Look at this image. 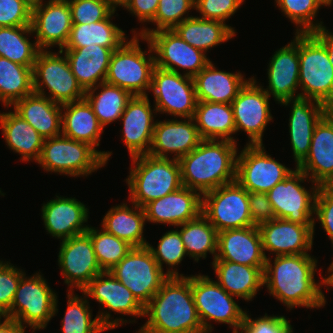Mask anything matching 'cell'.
I'll return each mask as SVG.
<instances>
[{"mask_svg":"<svg viewBox=\"0 0 333 333\" xmlns=\"http://www.w3.org/2000/svg\"><path fill=\"white\" fill-rule=\"evenodd\" d=\"M299 97L329 108L333 104V66L324 45L311 33L298 32Z\"/></svg>","mask_w":333,"mask_h":333,"instance_id":"8992f818","label":"cell"},{"mask_svg":"<svg viewBox=\"0 0 333 333\" xmlns=\"http://www.w3.org/2000/svg\"><path fill=\"white\" fill-rule=\"evenodd\" d=\"M193 81L198 101L231 104L248 80L240 72L220 71L210 61Z\"/></svg>","mask_w":333,"mask_h":333,"instance_id":"1f68e13d","label":"cell"},{"mask_svg":"<svg viewBox=\"0 0 333 333\" xmlns=\"http://www.w3.org/2000/svg\"><path fill=\"white\" fill-rule=\"evenodd\" d=\"M190 9H195V0H159L155 18L151 21L156 29H142L139 36L147 37L150 33L161 29H173L187 18L183 17Z\"/></svg>","mask_w":333,"mask_h":333,"instance_id":"7dc6e473","label":"cell"},{"mask_svg":"<svg viewBox=\"0 0 333 333\" xmlns=\"http://www.w3.org/2000/svg\"><path fill=\"white\" fill-rule=\"evenodd\" d=\"M42 219L49 234L61 240L77 236L89 229L83 223L88 220V208L74 198L59 197L44 203Z\"/></svg>","mask_w":333,"mask_h":333,"instance_id":"4316f807","label":"cell"},{"mask_svg":"<svg viewBox=\"0 0 333 333\" xmlns=\"http://www.w3.org/2000/svg\"><path fill=\"white\" fill-rule=\"evenodd\" d=\"M67 296L68 307L62 320L61 328L63 333H100L114 329L125 321L127 323V320L120 318L112 320V317H110L111 313L107 311L106 313H98L99 315L92 320V313L86 298H79L78 295L74 296L71 289L70 291L68 290Z\"/></svg>","mask_w":333,"mask_h":333,"instance_id":"8d00e7d4","label":"cell"},{"mask_svg":"<svg viewBox=\"0 0 333 333\" xmlns=\"http://www.w3.org/2000/svg\"><path fill=\"white\" fill-rule=\"evenodd\" d=\"M150 90L155 96V114L193 118L198 102L193 77L155 67Z\"/></svg>","mask_w":333,"mask_h":333,"instance_id":"9a60e30c","label":"cell"},{"mask_svg":"<svg viewBox=\"0 0 333 333\" xmlns=\"http://www.w3.org/2000/svg\"><path fill=\"white\" fill-rule=\"evenodd\" d=\"M82 293L84 297L94 298L101 306L113 312L133 317L144 316V306L110 271H102L95 276Z\"/></svg>","mask_w":333,"mask_h":333,"instance_id":"f1b7e54d","label":"cell"},{"mask_svg":"<svg viewBox=\"0 0 333 333\" xmlns=\"http://www.w3.org/2000/svg\"><path fill=\"white\" fill-rule=\"evenodd\" d=\"M32 68L14 63L0 56V100L9 107L32 94Z\"/></svg>","mask_w":333,"mask_h":333,"instance_id":"7bdbcfd3","label":"cell"},{"mask_svg":"<svg viewBox=\"0 0 333 333\" xmlns=\"http://www.w3.org/2000/svg\"><path fill=\"white\" fill-rule=\"evenodd\" d=\"M270 259L266 258L263 285L273 297L289 309L325 306V296L320 289L326 284L325 278L321 276L322 280L315 282L317 260L314 257L310 254L275 256L274 266Z\"/></svg>","mask_w":333,"mask_h":333,"instance_id":"6da1fadb","label":"cell"},{"mask_svg":"<svg viewBox=\"0 0 333 333\" xmlns=\"http://www.w3.org/2000/svg\"><path fill=\"white\" fill-rule=\"evenodd\" d=\"M116 9L104 20L90 24H72L68 41L64 48H80L100 45L111 50L118 49L125 41V32L110 19Z\"/></svg>","mask_w":333,"mask_h":333,"instance_id":"ab89813d","label":"cell"},{"mask_svg":"<svg viewBox=\"0 0 333 333\" xmlns=\"http://www.w3.org/2000/svg\"><path fill=\"white\" fill-rule=\"evenodd\" d=\"M248 200L253 226L259 227L275 219V214L267 193L248 192Z\"/></svg>","mask_w":333,"mask_h":333,"instance_id":"9f6ffc18","label":"cell"},{"mask_svg":"<svg viewBox=\"0 0 333 333\" xmlns=\"http://www.w3.org/2000/svg\"><path fill=\"white\" fill-rule=\"evenodd\" d=\"M178 227H181L179 233L189 257L198 262L199 258H206L209 252L216 258L218 231L202 214Z\"/></svg>","mask_w":333,"mask_h":333,"instance_id":"b9f144b4","label":"cell"},{"mask_svg":"<svg viewBox=\"0 0 333 333\" xmlns=\"http://www.w3.org/2000/svg\"><path fill=\"white\" fill-rule=\"evenodd\" d=\"M326 48L330 63L333 66V33L329 32L325 26L311 32Z\"/></svg>","mask_w":333,"mask_h":333,"instance_id":"680465c9","label":"cell"},{"mask_svg":"<svg viewBox=\"0 0 333 333\" xmlns=\"http://www.w3.org/2000/svg\"><path fill=\"white\" fill-rule=\"evenodd\" d=\"M62 52L65 53L72 73L85 92L105 82L114 50L91 44L80 48H63Z\"/></svg>","mask_w":333,"mask_h":333,"instance_id":"f546056e","label":"cell"},{"mask_svg":"<svg viewBox=\"0 0 333 333\" xmlns=\"http://www.w3.org/2000/svg\"><path fill=\"white\" fill-rule=\"evenodd\" d=\"M146 246L162 270L163 263L169 265V268H173L180 264L183 257L187 255L178 229L166 232L159 240L156 249L150 244Z\"/></svg>","mask_w":333,"mask_h":333,"instance_id":"c3c4849f","label":"cell"},{"mask_svg":"<svg viewBox=\"0 0 333 333\" xmlns=\"http://www.w3.org/2000/svg\"><path fill=\"white\" fill-rule=\"evenodd\" d=\"M24 328L26 327L21 326L13 319L4 317V321L2 323L0 320V333H25Z\"/></svg>","mask_w":333,"mask_h":333,"instance_id":"91938a15","label":"cell"},{"mask_svg":"<svg viewBox=\"0 0 333 333\" xmlns=\"http://www.w3.org/2000/svg\"><path fill=\"white\" fill-rule=\"evenodd\" d=\"M27 6H29L32 10L36 7H39L43 4L42 0H22Z\"/></svg>","mask_w":333,"mask_h":333,"instance_id":"6125c7cd","label":"cell"},{"mask_svg":"<svg viewBox=\"0 0 333 333\" xmlns=\"http://www.w3.org/2000/svg\"><path fill=\"white\" fill-rule=\"evenodd\" d=\"M32 32L40 50L58 45L62 50L72 28L71 8L68 0H49L32 10Z\"/></svg>","mask_w":333,"mask_h":333,"instance_id":"d6986e66","label":"cell"},{"mask_svg":"<svg viewBox=\"0 0 333 333\" xmlns=\"http://www.w3.org/2000/svg\"><path fill=\"white\" fill-rule=\"evenodd\" d=\"M193 120L202 140H229L236 143L235 122L231 104L198 101Z\"/></svg>","mask_w":333,"mask_h":333,"instance_id":"e575fe53","label":"cell"},{"mask_svg":"<svg viewBox=\"0 0 333 333\" xmlns=\"http://www.w3.org/2000/svg\"><path fill=\"white\" fill-rule=\"evenodd\" d=\"M32 9L22 0H0V27L31 26Z\"/></svg>","mask_w":333,"mask_h":333,"instance_id":"f5cc1de1","label":"cell"},{"mask_svg":"<svg viewBox=\"0 0 333 333\" xmlns=\"http://www.w3.org/2000/svg\"><path fill=\"white\" fill-rule=\"evenodd\" d=\"M59 54H63L62 50L38 52L32 68L34 93L46 97L43 88L47 87L51 93L47 98L60 105L84 99L86 92L72 73L65 53L63 57Z\"/></svg>","mask_w":333,"mask_h":333,"instance_id":"30bf717a","label":"cell"},{"mask_svg":"<svg viewBox=\"0 0 333 333\" xmlns=\"http://www.w3.org/2000/svg\"><path fill=\"white\" fill-rule=\"evenodd\" d=\"M133 38L124 42L114 50L105 82L127 90L132 96H148L146 91L151 89L155 54L142 51L139 36L134 30Z\"/></svg>","mask_w":333,"mask_h":333,"instance_id":"52a82bcc","label":"cell"},{"mask_svg":"<svg viewBox=\"0 0 333 333\" xmlns=\"http://www.w3.org/2000/svg\"><path fill=\"white\" fill-rule=\"evenodd\" d=\"M100 230L89 226L86 233L92 240L93 249L100 268L103 271H110L131 251L133 246L125 240L107 233L103 228Z\"/></svg>","mask_w":333,"mask_h":333,"instance_id":"f6af8a7d","label":"cell"},{"mask_svg":"<svg viewBox=\"0 0 333 333\" xmlns=\"http://www.w3.org/2000/svg\"><path fill=\"white\" fill-rule=\"evenodd\" d=\"M243 2L244 0H195V9L202 15L199 18L224 22Z\"/></svg>","mask_w":333,"mask_h":333,"instance_id":"db71d44e","label":"cell"},{"mask_svg":"<svg viewBox=\"0 0 333 333\" xmlns=\"http://www.w3.org/2000/svg\"><path fill=\"white\" fill-rule=\"evenodd\" d=\"M269 86L266 93L278 103L299 97L295 94L299 86L298 32L291 43L275 52L268 67Z\"/></svg>","mask_w":333,"mask_h":333,"instance_id":"83f0119b","label":"cell"},{"mask_svg":"<svg viewBox=\"0 0 333 333\" xmlns=\"http://www.w3.org/2000/svg\"><path fill=\"white\" fill-rule=\"evenodd\" d=\"M297 168L312 183L333 184V116L329 112L317 123L309 154Z\"/></svg>","mask_w":333,"mask_h":333,"instance_id":"484cf974","label":"cell"},{"mask_svg":"<svg viewBox=\"0 0 333 333\" xmlns=\"http://www.w3.org/2000/svg\"><path fill=\"white\" fill-rule=\"evenodd\" d=\"M266 254L256 226L218 232L215 259L253 267H265Z\"/></svg>","mask_w":333,"mask_h":333,"instance_id":"cb8c5ba5","label":"cell"},{"mask_svg":"<svg viewBox=\"0 0 333 333\" xmlns=\"http://www.w3.org/2000/svg\"><path fill=\"white\" fill-rule=\"evenodd\" d=\"M132 158L134 167L126 179L132 204L144 207L150 201L180 189L181 167L175 158H157L149 154Z\"/></svg>","mask_w":333,"mask_h":333,"instance_id":"277c9868","label":"cell"},{"mask_svg":"<svg viewBox=\"0 0 333 333\" xmlns=\"http://www.w3.org/2000/svg\"><path fill=\"white\" fill-rule=\"evenodd\" d=\"M110 272L143 306L151 300L170 276H179L174 269L168 268L167 273H164L147 246L133 247Z\"/></svg>","mask_w":333,"mask_h":333,"instance_id":"ba28073f","label":"cell"},{"mask_svg":"<svg viewBox=\"0 0 333 333\" xmlns=\"http://www.w3.org/2000/svg\"><path fill=\"white\" fill-rule=\"evenodd\" d=\"M314 214L333 245V184L320 185L315 200Z\"/></svg>","mask_w":333,"mask_h":333,"instance_id":"11a10c76","label":"cell"},{"mask_svg":"<svg viewBox=\"0 0 333 333\" xmlns=\"http://www.w3.org/2000/svg\"><path fill=\"white\" fill-rule=\"evenodd\" d=\"M202 195V215L218 232L253 226L248 191L237 181Z\"/></svg>","mask_w":333,"mask_h":333,"instance_id":"7c38bea8","label":"cell"},{"mask_svg":"<svg viewBox=\"0 0 333 333\" xmlns=\"http://www.w3.org/2000/svg\"><path fill=\"white\" fill-rule=\"evenodd\" d=\"M315 225H301L275 218L260 225L263 251L280 255L308 254L313 245Z\"/></svg>","mask_w":333,"mask_h":333,"instance_id":"7402d4cb","label":"cell"},{"mask_svg":"<svg viewBox=\"0 0 333 333\" xmlns=\"http://www.w3.org/2000/svg\"><path fill=\"white\" fill-rule=\"evenodd\" d=\"M293 171L267 155L262 144H247L236 159V181L248 192L268 193Z\"/></svg>","mask_w":333,"mask_h":333,"instance_id":"2e32d148","label":"cell"},{"mask_svg":"<svg viewBox=\"0 0 333 333\" xmlns=\"http://www.w3.org/2000/svg\"><path fill=\"white\" fill-rule=\"evenodd\" d=\"M291 103L293 105L288 125L297 168L308 156L314 129L329 109L318 101L303 97L288 99L281 104L287 106Z\"/></svg>","mask_w":333,"mask_h":333,"instance_id":"ffe728a7","label":"cell"},{"mask_svg":"<svg viewBox=\"0 0 333 333\" xmlns=\"http://www.w3.org/2000/svg\"><path fill=\"white\" fill-rule=\"evenodd\" d=\"M270 96L251 77L240 89L231 105L233 108L235 133L239 130L248 134L250 145H263V132L273 119L269 108Z\"/></svg>","mask_w":333,"mask_h":333,"instance_id":"e0dca14e","label":"cell"},{"mask_svg":"<svg viewBox=\"0 0 333 333\" xmlns=\"http://www.w3.org/2000/svg\"><path fill=\"white\" fill-rule=\"evenodd\" d=\"M328 273H329V275L327 276V278L325 277V283H326L325 285H326V287L327 286L333 287V262L331 263L330 267L328 268Z\"/></svg>","mask_w":333,"mask_h":333,"instance_id":"94428289","label":"cell"},{"mask_svg":"<svg viewBox=\"0 0 333 333\" xmlns=\"http://www.w3.org/2000/svg\"><path fill=\"white\" fill-rule=\"evenodd\" d=\"M202 141L193 118L183 121H156L153 138L148 154L157 158H169L168 153H174L175 159L189 154Z\"/></svg>","mask_w":333,"mask_h":333,"instance_id":"603a6c76","label":"cell"},{"mask_svg":"<svg viewBox=\"0 0 333 333\" xmlns=\"http://www.w3.org/2000/svg\"><path fill=\"white\" fill-rule=\"evenodd\" d=\"M72 24H90L106 19L115 8L104 0H68Z\"/></svg>","mask_w":333,"mask_h":333,"instance_id":"681fc988","label":"cell"},{"mask_svg":"<svg viewBox=\"0 0 333 333\" xmlns=\"http://www.w3.org/2000/svg\"><path fill=\"white\" fill-rule=\"evenodd\" d=\"M236 146L229 140H202L179 159L182 185L204 194L236 181Z\"/></svg>","mask_w":333,"mask_h":333,"instance_id":"3957f363","label":"cell"},{"mask_svg":"<svg viewBox=\"0 0 333 333\" xmlns=\"http://www.w3.org/2000/svg\"><path fill=\"white\" fill-rule=\"evenodd\" d=\"M159 0H125L122 7L138 17L140 22H151L155 18Z\"/></svg>","mask_w":333,"mask_h":333,"instance_id":"6f0895ef","label":"cell"},{"mask_svg":"<svg viewBox=\"0 0 333 333\" xmlns=\"http://www.w3.org/2000/svg\"><path fill=\"white\" fill-rule=\"evenodd\" d=\"M328 109H329V113L333 116V104Z\"/></svg>","mask_w":333,"mask_h":333,"instance_id":"03108f58","label":"cell"},{"mask_svg":"<svg viewBox=\"0 0 333 333\" xmlns=\"http://www.w3.org/2000/svg\"><path fill=\"white\" fill-rule=\"evenodd\" d=\"M279 9L289 18L292 23L297 25L298 29L296 32L308 33L312 32L322 25L320 23H315V17L318 9L325 4L321 0H275Z\"/></svg>","mask_w":333,"mask_h":333,"instance_id":"bcb514c9","label":"cell"},{"mask_svg":"<svg viewBox=\"0 0 333 333\" xmlns=\"http://www.w3.org/2000/svg\"><path fill=\"white\" fill-rule=\"evenodd\" d=\"M146 40L149 53L156 54V67L180 73L177 67L185 69L186 76H196L209 62L202 50L185 42L173 29H161L150 33Z\"/></svg>","mask_w":333,"mask_h":333,"instance_id":"5bb4252c","label":"cell"},{"mask_svg":"<svg viewBox=\"0 0 333 333\" xmlns=\"http://www.w3.org/2000/svg\"><path fill=\"white\" fill-rule=\"evenodd\" d=\"M0 128L7 146L19 153L22 161L39 160L44 139L15 111L0 113Z\"/></svg>","mask_w":333,"mask_h":333,"instance_id":"d590c367","label":"cell"},{"mask_svg":"<svg viewBox=\"0 0 333 333\" xmlns=\"http://www.w3.org/2000/svg\"><path fill=\"white\" fill-rule=\"evenodd\" d=\"M143 208L147 222L179 226L202 214V194L182 186L164 197L150 201Z\"/></svg>","mask_w":333,"mask_h":333,"instance_id":"44dd1931","label":"cell"},{"mask_svg":"<svg viewBox=\"0 0 333 333\" xmlns=\"http://www.w3.org/2000/svg\"><path fill=\"white\" fill-rule=\"evenodd\" d=\"M32 33L31 26L0 27V56L33 67L40 49L36 42L31 43L25 36Z\"/></svg>","mask_w":333,"mask_h":333,"instance_id":"ee69618b","label":"cell"},{"mask_svg":"<svg viewBox=\"0 0 333 333\" xmlns=\"http://www.w3.org/2000/svg\"><path fill=\"white\" fill-rule=\"evenodd\" d=\"M150 105L148 96H133L120 117L122 140L131 157L148 154L151 147L155 122Z\"/></svg>","mask_w":333,"mask_h":333,"instance_id":"d4e9b609","label":"cell"},{"mask_svg":"<svg viewBox=\"0 0 333 333\" xmlns=\"http://www.w3.org/2000/svg\"><path fill=\"white\" fill-rule=\"evenodd\" d=\"M307 176L298 168L267 193L275 218L286 219L301 225H314L315 200L319 185L310 191L301 185ZM312 193V194H311ZM313 214V215H312ZM312 216V217H311Z\"/></svg>","mask_w":333,"mask_h":333,"instance_id":"4fadbf2b","label":"cell"},{"mask_svg":"<svg viewBox=\"0 0 333 333\" xmlns=\"http://www.w3.org/2000/svg\"><path fill=\"white\" fill-rule=\"evenodd\" d=\"M126 204L111 208L103 218L102 228L133 247H145L148 242L143 235L146 221L144 208L133 204L131 209Z\"/></svg>","mask_w":333,"mask_h":333,"instance_id":"74e56055","label":"cell"},{"mask_svg":"<svg viewBox=\"0 0 333 333\" xmlns=\"http://www.w3.org/2000/svg\"><path fill=\"white\" fill-rule=\"evenodd\" d=\"M25 275L21 277L10 310L3 317L13 319L23 327L28 324L34 330L46 328L58 312L56 293L40 273L30 278Z\"/></svg>","mask_w":333,"mask_h":333,"instance_id":"9c48e42d","label":"cell"},{"mask_svg":"<svg viewBox=\"0 0 333 333\" xmlns=\"http://www.w3.org/2000/svg\"><path fill=\"white\" fill-rule=\"evenodd\" d=\"M240 331L241 333H293V328L284 316L265 314L254 320L246 312Z\"/></svg>","mask_w":333,"mask_h":333,"instance_id":"816d5d0a","label":"cell"},{"mask_svg":"<svg viewBox=\"0 0 333 333\" xmlns=\"http://www.w3.org/2000/svg\"><path fill=\"white\" fill-rule=\"evenodd\" d=\"M321 1L325 4V6H330L333 3V0H321Z\"/></svg>","mask_w":333,"mask_h":333,"instance_id":"e7e4bbea","label":"cell"},{"mask_svg":"<svg viewBox=\"0 0 333 333\" xmlns=\"http://www.w3.org/2000/svg\"><path fill=\"white\" fill-rule=\"evenodd\" d=\"M173 30L188 44L206 53L209 48L228 41L235 36V30L225 22L202 19L198 16L187 18Z\"/></svg>","mask_w":333,"mask_h":333,"instance_id":"f35d334b","label":"cell"},{"mask_svg":"<svg viewBox=\"0 0 333 333\" xmlns=\"http://www.w3.org/2000/svg\"><path fill=\"white\" fill-rule=\"evenodd\" d=\"M58 265L65 283L81 291L103 270L97 261L92 240L87 233L62 240Z\"/></svg>","mask_w":333,"mask_h":333,"instance_id":"ac0fdd59","label":"cell"},{"mask_svg":"<svg viewBox=\"0 0 333 333\" xmlns=\"http://www.w3.org/2000/svg\"><path fill=\"white\" fill-rule=\"evenodd\" d=\"M218 281L228 294L251 301L263 285L265 267H253L214 259L212 262Z\"/></svg>","mask_w":333,"mask_h":333,"instance_id":"d6a6232c","label":"cell"},{"mask_svg":"<svg viewBox=\"0 0 333 333\" xmlns=\"http://www.w3.org/2000/svg\"><path fill=\"white\" fill-rule=\"evenodd\" d=\"M14 111L30 124L43 139L61 135L62 105L47 96L32 93L13 104Z\"/></svg>","mask_w":333,"mask_h":333,"instance_id":"4dcf8cb0","label":"cell"},{"mask_svg":"<svg viewBox=\"0 0 333 333\" xmlns=\"http://www.w3.org/2000/svg\"><path fill=\"white\" fill-rule=\"evenodd\" d=\"M62 129L61 134L90 144L99 146L103 126L99 123L91 105L84 98L79 101L62 105Z\"/></svg>","mask_w":333,"mask_h":333,"instance_id":"836d02e7","label":"cell"},{"mask_svg":"<svg viewBox=\"0 0 333 333\" xmlns=\"http://www.w3.org/2000/svg\"><path fill=\"white\" fill-rule=\"evenodd\" d=\"M25 273L8 261H0V315L3 317L11 308L21 277Z\"/></svg>","mask_w":333,"mask_h":333,"instance_id":"f907efd6","label":"cell"},{"mask_svg":"<svg viewBox=\"0 0 333 333\" xmlns=\"http://www.w3.org/2000/svg\"><path fill=\"white\" fill-rule=\"evenodd\" d=\"M147 322L138 333H206L197 314L191 276H170L144 306Z\"/></svg>","mask_w":333,"mask_h":333,"instance_id":"7a4b0ae2","label":"cell"},{"mask_svg":"<svg viewBox=\"0 0 333 333\" xmlns=\"http://www.w3.org/2000/svg\"><path fill=\"white\" fill-rule=\"evenodd\" d=\"M100 87L102 89L101 92L94 95L95 91ZM132 97L127 90L107 82H102L89 89L84 96L103 128L105 125L120 119L127 102Z\"/></svg>","mask_w":333,"mask_h":333,"instance_id":"60d3db41","label":"cell"},{"mask_svg":"<svg viewBox=\"0 0 333 333\" xmlns=\"http://www.w3.org/2000/svg\"><path fill=\"white\" fill-rule=\"evenodd\" d=\"M107 1L112 7L116 9L118 6H123L125 0H104Z\"/></svg>","mask_w":333,"mask_h":333,"instance_id":"be15d7a7","label":"cell"},{"mask_svg":"<svg viewBox=\"0 0 333 333\" xmlns=\"http://www.w3.org/2000/svg\"><path fill=\"white\" fill-rule=\"evenodd\" d=\"M191 289L198 317L206 333L213 329L208 320L227 323L229 327H234L233 333H239L246 312L233 300L234 296L207 275H191Z\"/></svg>","mask_w":333,"mask_h":333,"instance_id":"8fae6325","label":"cell"},{"mask_svg":"<svg viewBox=\"0 0 333 333\" xmlns=\"http://www.w3.org/2000/svg\"><path fill=\"white\" fill-rule=\"evenodd\" d=\"M111 152L98 151L90 144L64 135L44 139L38 164L48 172L73 177L89 175L104 166Z\"/></svg>","mask_w":333,"mask_h":333,"instance_id":"5b68a950","label":"cell"}]
</instances>
